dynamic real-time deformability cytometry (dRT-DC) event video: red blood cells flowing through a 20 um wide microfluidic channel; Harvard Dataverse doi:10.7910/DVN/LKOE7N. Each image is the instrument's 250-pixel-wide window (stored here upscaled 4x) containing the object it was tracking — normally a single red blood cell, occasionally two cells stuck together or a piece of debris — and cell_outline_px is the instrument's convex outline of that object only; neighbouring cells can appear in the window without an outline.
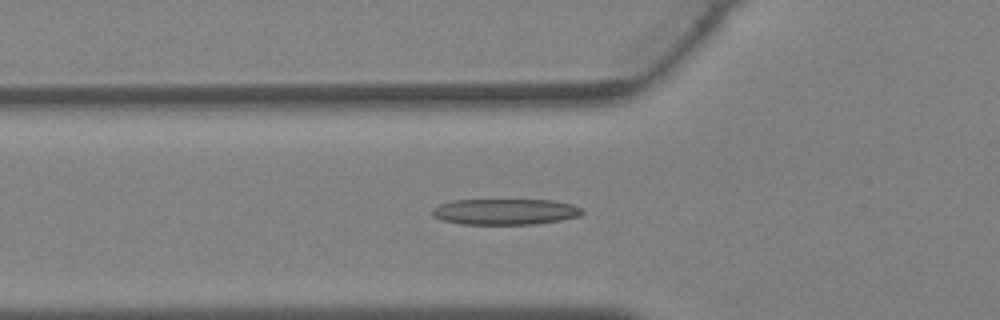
{"species": "Egyptian fruit bat (a non-hibernating species)", "species_latin": "Rousettus aegyptiacus", "temperature_condition": "warm", "stored_images_in_passage": 26, "camera_frame_rate_fps": 3000, "um_per_image_px": 0.085, "animal": {"sex": "female"}, "frame": {"image": 1, "passage_image": 2, "time_ms": 0.333, "image_size_px": [1000, 320], "cell_outline_px": [[584, 212], [580, 216], [560, 220], [536, 224], [460, 224], [440, 220], [432, 216], [432, 208], [440, 204], [452, 200], [552, 200], [572, 204], [580, 208]], "centroid_in_image_um": [42.9, 18.0], "position_along_channel_um": 82.9, "area_um2": 22.77}}
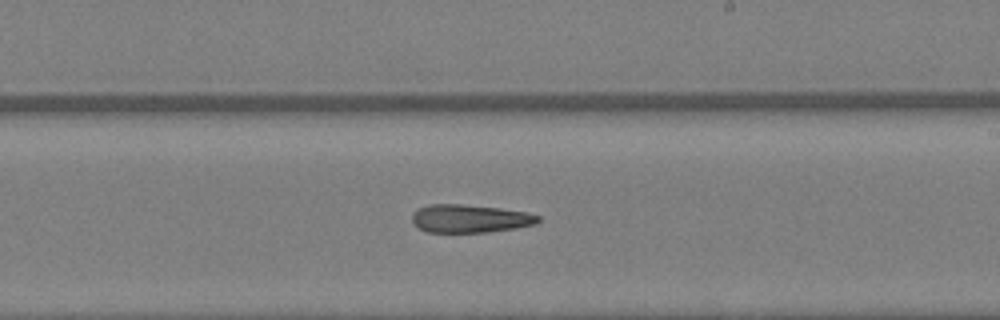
{"frame": {"image": 2, "passage_image": 11, "time_ms": 3.333, "image_size_px": [1000, 320], "cell_outline_px": [[540, 220], [536, 224], [516, 228], [488, 232], [428, 232], [420, 228], [412, 220], [412, 216], [420, 208], [428, 204], [460, 204], [500, 208], [528, 212], [540, 216]], "centroid_in_image_um": [40.0, 18.58], "position_along_channel_um": 249.0, "area_um2": 20.52}}
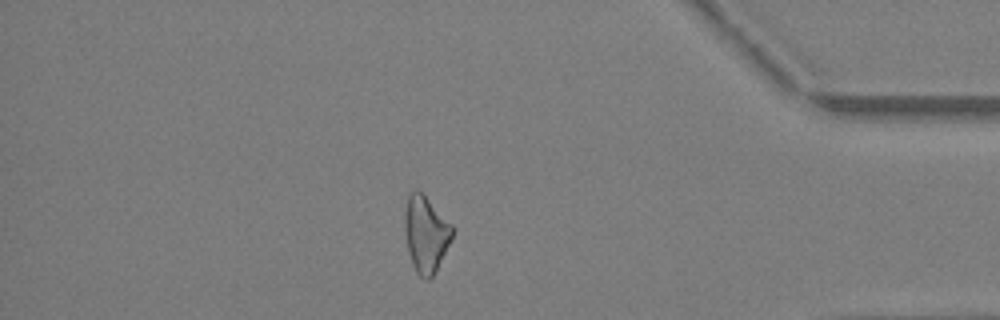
{"frame": {"image": 3, "passage_image": 21, "time_ms": 6.667, "image_size_px": [1000, 320], "cell_outline_px": [[452, 240], [432, 276], [428, 280], [424, 280], [416, 272], [412, 264], [408, 252], [404, 224], [404, 212], [408, 196], [416, 188], [452, 224]], "centroid_in_image_um": [36.18, 19.91], "position_along_channel_um": 399.0, "area_um2": 20.87}}